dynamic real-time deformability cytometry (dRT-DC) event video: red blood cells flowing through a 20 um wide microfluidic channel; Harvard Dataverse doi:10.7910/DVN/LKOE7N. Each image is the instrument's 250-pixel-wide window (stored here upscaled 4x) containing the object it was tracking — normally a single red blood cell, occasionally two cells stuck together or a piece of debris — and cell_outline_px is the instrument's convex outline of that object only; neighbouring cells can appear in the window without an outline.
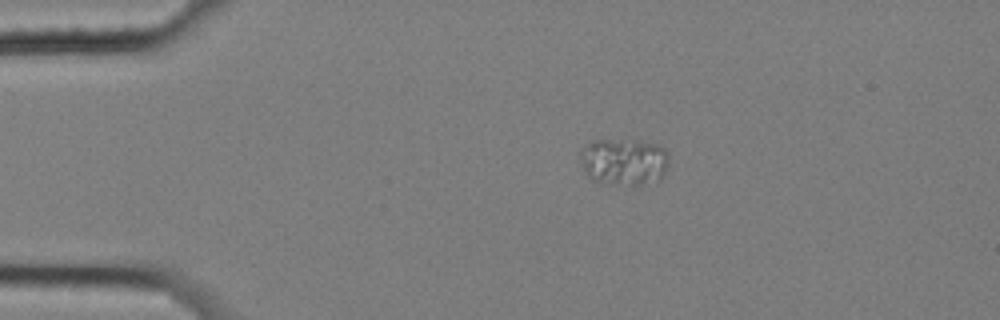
{"species": "common noctule bat (a hibernating species)", "species_latin": "Nyctalus noctula", "temperature_condition": "cold", "stored_images_in_passage": 6, "camera_frame_rate_fps": 3000, "um_per_image_px": 0.085, "animal": {"sex": "female", "body_mass_g": 25.1}, "frame": {"image": 1, "passage_image": 6, "time_ms": 1.667, "image_size_px": [1000, 320], "cell_outline_px": [[668, 164], [660, 180], [644, 184], [632, 184], [592, 180], [584, 172], [580, 160], [580, 148], [592, 140], [636, 140], [660, 144], [668, 152]], "centroid_in_image_um": [53.04, 13.7], "position_along_channel_um": 32.0, "area_um2": 24.33}}